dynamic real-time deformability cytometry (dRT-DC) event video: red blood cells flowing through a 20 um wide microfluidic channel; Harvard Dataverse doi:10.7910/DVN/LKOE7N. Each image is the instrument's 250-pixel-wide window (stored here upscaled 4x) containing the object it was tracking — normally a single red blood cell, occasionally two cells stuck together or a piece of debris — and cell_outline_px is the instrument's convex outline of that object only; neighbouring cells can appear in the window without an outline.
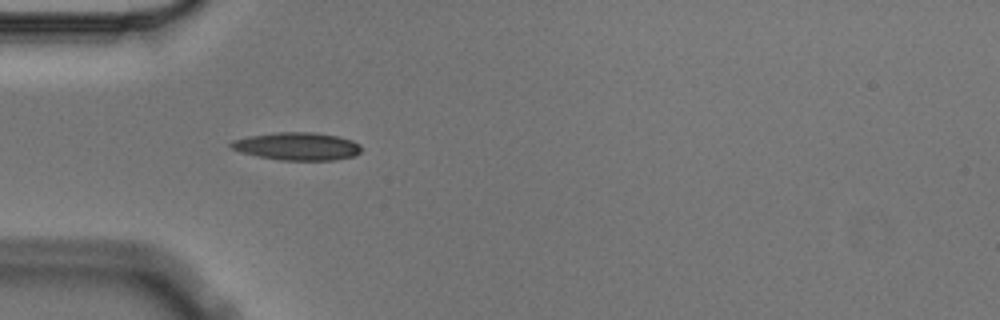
{"species": "Egyptian fruit bat (a non-hibernating species)", "species_latin": "Rousettus aegyptiacus", "temperature_condition": "cold", "stored_images_in_passage": 2, "camera_frame_rate_fps": 3000, "um_per_image_px": 0.085, "animal": {"sex": "male"}, "frame": {"image": 1, "passage_image": 1, "time_ms": 0.0, "image_size_px": [1000, 320], "cell_outline_px": [[360, 152], [352, 156], [336, 160], [280, 160], [256, 156], [240, 152], [232, 148], [228, 144], [232, 140], [248, 136], [276, 132], [312, 132], [336, 136], [352, 140], [360, 144]], "centroid_in_image_um": [25.22, 12.43], "position_along_channel_um": 59.8, "area_um2": 21.1}}
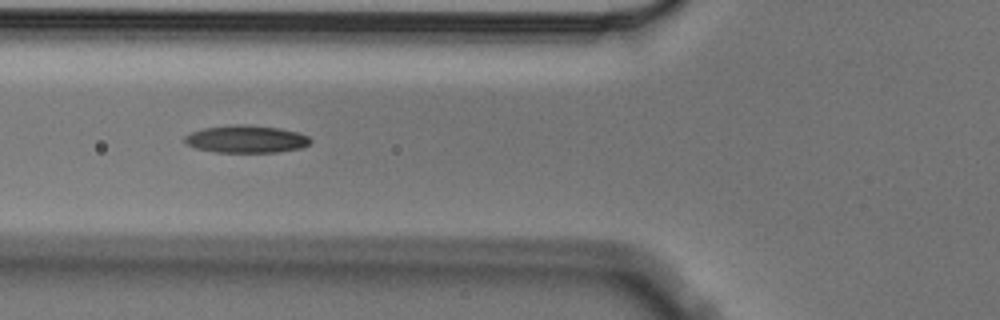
{"frame": {"image": 2, "passage_image": 2, "time_ms": 0.333, "image_size_px": [1000, 320], "cell_outline_px": [[312, 140], [308, 144], [300, 148], [276, 152], [216, 152], [196, 148], [188, 144], [184, 140], [184, 136], [192, 132], [204, 128], [236, 124], [248, 124], [280, 128], [300, 132], [308, 136]], "centroid_in_image_um": [20.95, 11.81], "position_along_channel_um": 104.8, "area_um2": 20.11}}